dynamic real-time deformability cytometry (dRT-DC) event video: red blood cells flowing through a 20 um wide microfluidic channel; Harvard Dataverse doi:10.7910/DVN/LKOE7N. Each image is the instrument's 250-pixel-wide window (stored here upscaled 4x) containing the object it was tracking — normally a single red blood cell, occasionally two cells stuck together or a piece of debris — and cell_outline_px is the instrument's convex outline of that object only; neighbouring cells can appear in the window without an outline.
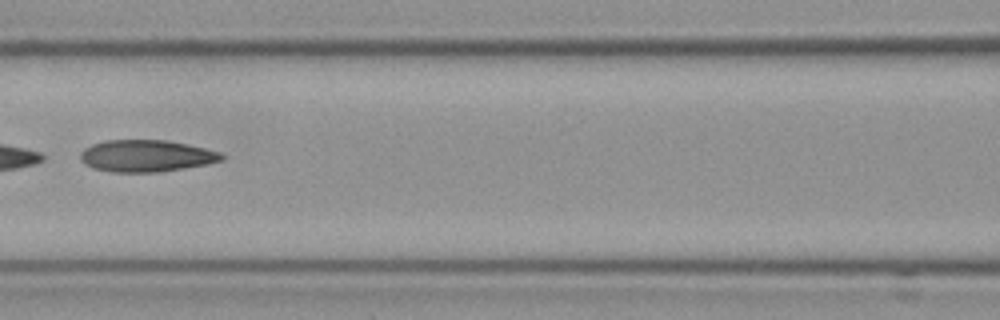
{"species": "Egyptian fruit bat (a non-hibernating species)", "species_latin": "Rousettus aegyptiacus", "temperature_condition": "cold", "stored_images_in_passage": 15, "camera_frame_rate_fps": 3000, "um_per_image_px": 0.085, "frame": {"image": 1, "passage_image": 7, "time_ms": 2.0, "image_size_px": [1000, 320], "cell_outline_px": [[224, 160], [208, 164], [160, 172], [112, 172], [92, 168], [84, 164], [80, 160], [80, 152], [84, 148], [92, 144], [104, 140], [168, 140], [188, 144], [220, 152], [224, 156]], "centroid_in_image_um": [12.41, 13.25], "position_along_channel_um": 154.2, "area_um2": 26.47}}
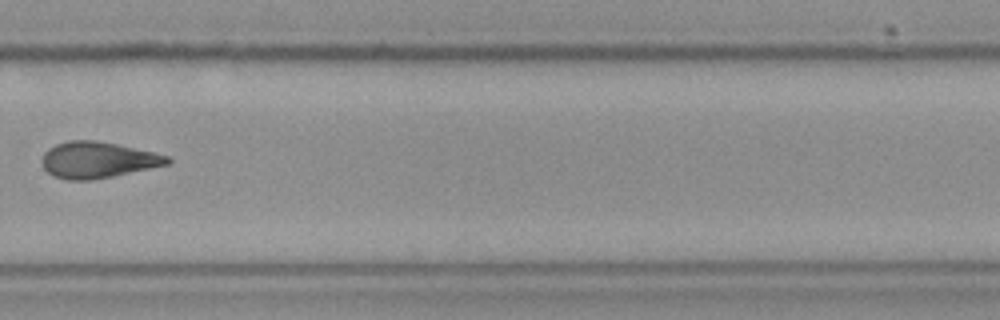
{"frame": {"image": 2, "passage_image": 11, "time_ms": 3.333, "image_size_px": [1000, 320], "cell_outline_px": [[172, 160], [168, 164], [112, 176], [92, 180], [68, 180], [56, 176], [48, 172], [44, 168], [40, 160], [44, 152], [48, 148], [56, 144], [68, 140], [96, 140], [116, 144], [152, 152], [168, 156]], "centroid_in_image_um": [8.26, 13.58], "position_along_channel_um": 321.5, "area_um2": 26.24}}